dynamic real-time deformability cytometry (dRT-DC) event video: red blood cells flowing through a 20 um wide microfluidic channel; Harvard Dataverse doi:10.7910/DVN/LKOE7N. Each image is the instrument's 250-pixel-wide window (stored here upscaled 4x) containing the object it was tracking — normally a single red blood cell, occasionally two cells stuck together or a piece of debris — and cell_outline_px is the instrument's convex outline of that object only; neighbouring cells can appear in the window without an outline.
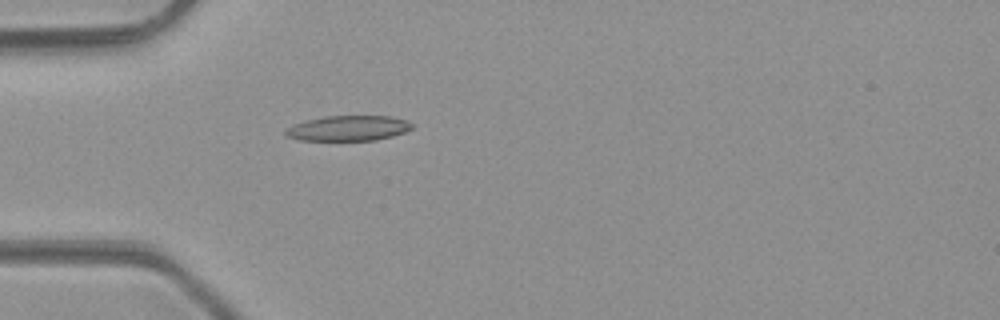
{"species": "common noctule bat (a hibernating species)", "species_latin": "Nyctalus noctula", "temperature_condition": "room temperature", "stored_images_in_passage": 35, "camera_frame_rate_fps": 3000, "um_per_image_px": 0.085, "animal": {"sex": "male", "body_mass_g": 23.1, "forearm_length_mm": 52.7}, "frame": {"image": 1, "passage_image": 1, "time_ms": 0.0, "image_size_px": [1000, 320], "cell_outline_px": [[412, 128], [404, 132], [392, 136], [376, 140], [300, 140], [288, 136], [284, 132], [292, 124], [324, 116], [392, 116], [408, 120], [412, 124]], "centroid_in_image_um": [29.63, 10.89], "position_along_channel_um": 55.4, "area_um2": 18.5}}
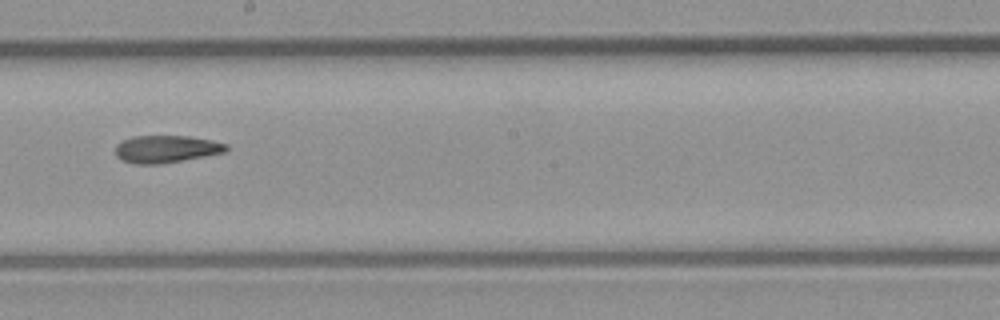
{"frame": {"image": 2, "passage_image": 14, "time_ms": 4.333, "image_size_px": [1000, 320], "cell_outline_px": [[228, 148], [224, 152], [204, 156], [160, 164], [132, 164], [120, 160], [116, 156], [116, 144], [132, 136], [188, 136], [212, 140], [228, 144]], "centroid_in_image_um": [14.09, 12.67], "position_along_channel_um": 234.1, "area_um2": 17.69}}
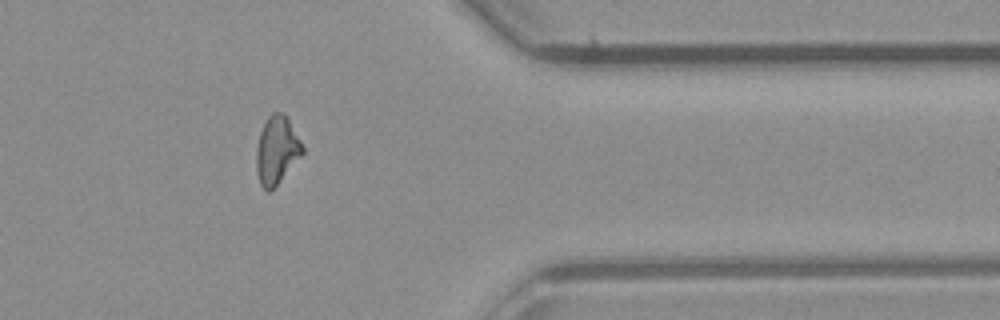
{"frame": {"image": 3, "passage_image": 26, "time_ms": 8.333, "image_size_px": [1000, 320], "cell_outline_px": [[304, 152], [276, 184], [268, 192], [260, 184], [256, 172], [256, 148], [260, 132], [268, 116], [272, 112], [280, 112], [288, 116], [304, 148]], "centroid_in_image_um": [23.51, 12.72], "position_along_channel_um": 387.9, "area_um2": 18.03}, "authors_computed_cell_mechanics": {"area_um2": 18.0336, "velocity_mm_per_s": 4.2719, "shape_relaxation_time_tau1_ms": null, "shape_relaxation_time_tau2_ms": 5.8915, "deformation_change_tau1": null, "deformation_change_tau2": 0.1571}}